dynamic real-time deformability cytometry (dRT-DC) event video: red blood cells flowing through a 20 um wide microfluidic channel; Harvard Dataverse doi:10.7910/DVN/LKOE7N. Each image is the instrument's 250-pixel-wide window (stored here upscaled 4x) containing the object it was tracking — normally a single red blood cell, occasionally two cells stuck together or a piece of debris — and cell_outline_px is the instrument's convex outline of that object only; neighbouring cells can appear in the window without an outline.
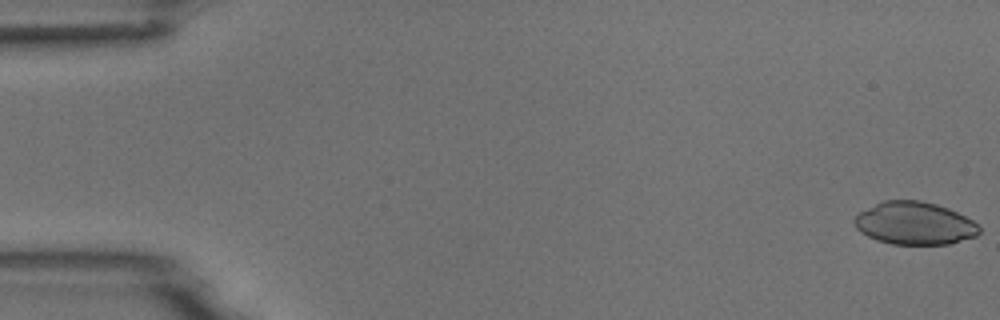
{"species": "common noctule bat (a hibernating species)", "species_latin": "Nyctalus noctula", "temperature_condition": "room temperature", "stored_images_in_passage": 5, "camera_frame_rate_fps": 3000, "um_per_image_px": 0.085, "animal": {"sex": "male", "body_mass_g": 18.8}, "frame": {"image": 1, "passage_image": 1, "time_ms": 0.0, "image_size_px": [1000, 320], "cell_outline_px": [[980, 232], [976, 236], [948, 244], [892, 244], [876, 240], [860, 232], [856, 228], [852, 220], [860, 212], [884, 200], [920, 200], [936, 204], [948, 208], [980, 224]], "centroid_in_image_um": [77.74, 18.98], "position_along_channel_um": 7.3, "area_um2": 31.04}}